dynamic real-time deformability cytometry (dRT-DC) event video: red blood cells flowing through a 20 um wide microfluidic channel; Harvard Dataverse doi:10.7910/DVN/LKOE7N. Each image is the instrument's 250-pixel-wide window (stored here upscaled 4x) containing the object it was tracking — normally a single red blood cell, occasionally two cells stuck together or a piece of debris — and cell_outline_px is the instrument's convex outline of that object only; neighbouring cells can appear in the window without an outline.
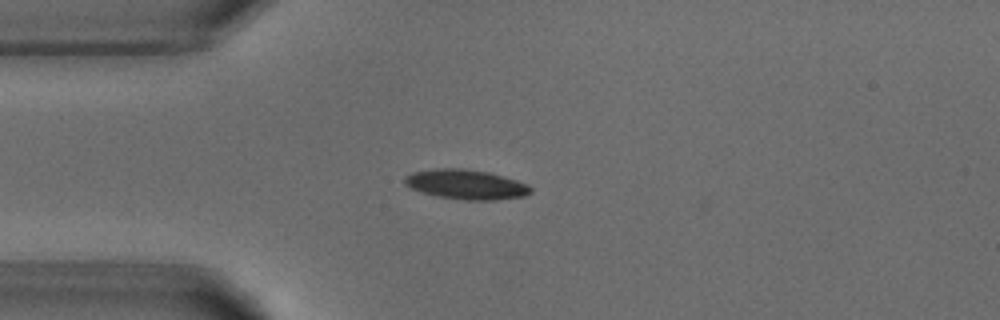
{"species": "common noctule bat (a hibernating species)", "species_latin": "Nyctalus noctula", "temperature_condition": "warm", "stored_images_in_passage": 2, "camera_frame_rate_fps": 3000, "um_per_image_px": 0.085, "animal": {"sex": "male", "body_mass_g": 18.8}, "frame": {"image": 1, "passage_image": 1, "time_ms": 0.0, "image_size_px": [1000, 320], "cell_outline_px": [[532, 192], [524, 196], [492, 200], [464, 200], [440, 196], [424, 192], [412, 188], [404, 184], [404, 176], [412, 172], [432, 168], [464, 168], [488, 172], [504, 176], [528, 184], [532, 188]], "centroid_in_image_um": [39.62, 15.66], "position_along_channel_um": 45.4, "area_um2": 21.79}}